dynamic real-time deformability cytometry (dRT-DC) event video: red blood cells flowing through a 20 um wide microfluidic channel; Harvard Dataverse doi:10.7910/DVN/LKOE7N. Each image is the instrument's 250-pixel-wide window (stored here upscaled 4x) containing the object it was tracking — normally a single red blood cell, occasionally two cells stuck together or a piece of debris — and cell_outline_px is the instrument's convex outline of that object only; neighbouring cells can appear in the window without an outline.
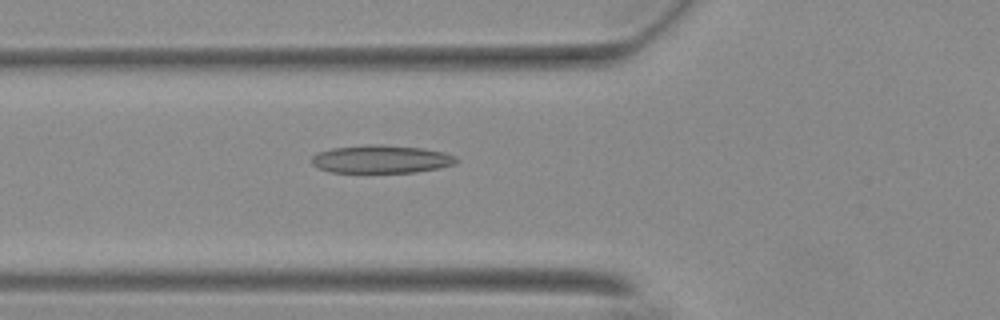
{"species": "Egyptian fruit bat (a non-hibernating species)", "species_latin": "Rousettus aegyptiacus", "temperature_condition": "warm", "stored_images_in_passage": 40, "camera_frame_rate_fps": 3000, "um_per_image_px": 0.085, "animal": {"sex": "female"}, "frame": {"image": 1, "passage_image": 17, "time_ms": 5.333, "image_size_px": [1000, 320], "cell_outline_px": [[456, 164], [440, 168], [416, 172], [332, 172], [320, 168], [312, 164], [312, 156], [316, 152], [332, 148], [364, 144], [380, 144], [420, 148], [444, 152], [456, 156]], "centroid_in_image_um": [32.4, 13.52], "position_along_channel_um": 93.4, "area_um2": 23.64}}
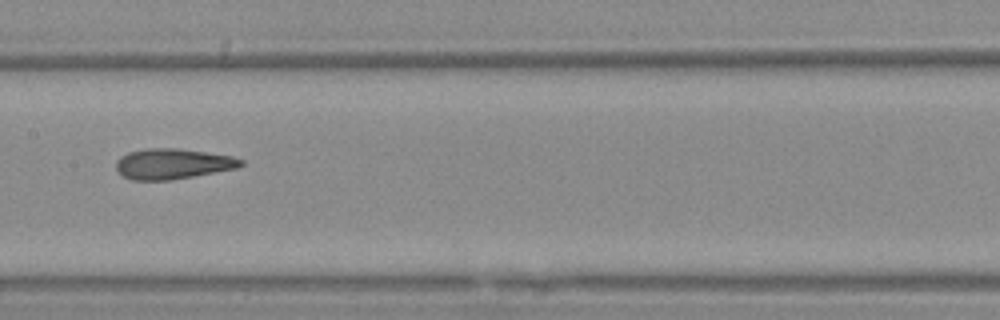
{"frame": {"image": 2, "passage_image": 25, "time_ms": 8.0, "image_size_px": [1000, 320], "cell_outline_px": [[244, 164], [236, 168], [172, 180], [132, 180], [124, 176], [116, 168], [116, 160], [120, 156], [128, 152], [144, 148], [176, 148], [232, 156], [244, 160]], "centroid_in_image_um": [14.66, 13.92], "position_along_channel_um": 192.7, "area_um2": 22.08}}
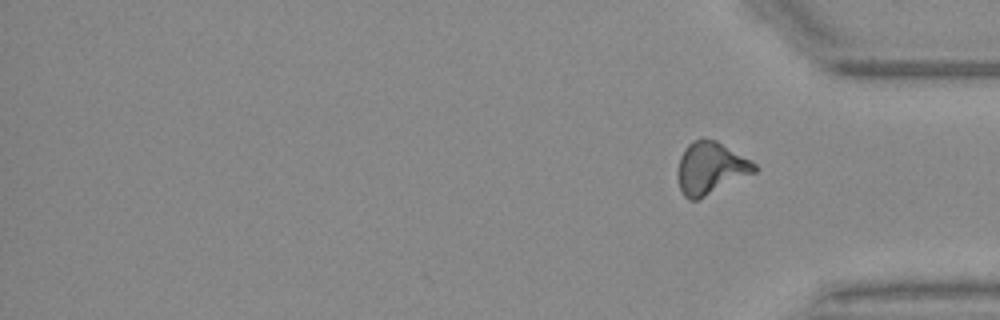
{"frame": {"image": 3, "passage_image": 40, "time_ms": 13.0, "image_size_px": [1000, 320], "cell_outline_px": [[760, 168], [756, 172], [696, 200], [688, 200], [684, 196], [680, 188], [676, 172], [680, 156], [684, 148], [692, 140], [716, 140], [756, 164]], "centroid_in_image_um": [60.37, 14.3], "position_along_channel_um": 374.8, "area_um2": 23.12}, "authors_computed_cell_mechanics": {"area_um2": 22.5998, "velocity_mm_per_s": 3.7043, "shape_relaxation_time_tau1_ms": null, "shape_relaxation_time_tau2_ms": 2.0102, "deformation_change_tau1": null, "deformation_change_tau2": 0.104}}